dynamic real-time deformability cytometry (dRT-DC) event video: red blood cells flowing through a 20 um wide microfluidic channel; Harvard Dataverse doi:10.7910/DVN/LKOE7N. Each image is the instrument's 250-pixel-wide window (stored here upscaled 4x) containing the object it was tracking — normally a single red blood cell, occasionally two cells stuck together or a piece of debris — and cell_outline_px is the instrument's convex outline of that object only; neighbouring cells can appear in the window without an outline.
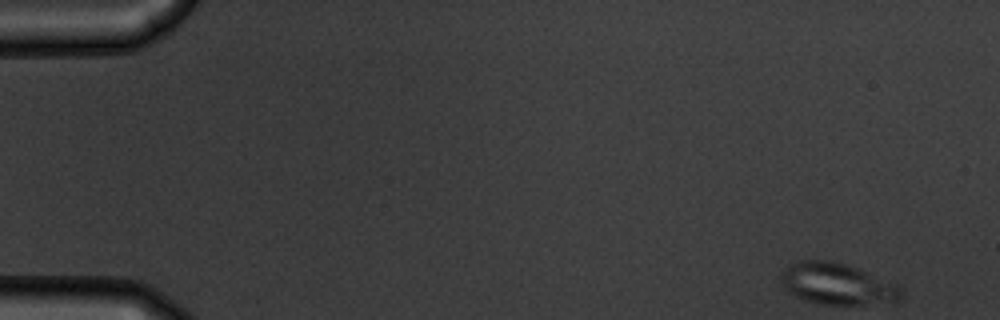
{"species": "common noctule bat (a hibernating species)", "species_latin": "Nyctalus noctula", "temperature_condition": "warm", "stored_images_in_passage": 53, "camera_frame_rate_fps": 3000, "um_per_image_px": 0.085, "animal": {"sex": "male", "body_mass_g": 19.5, "forearm_length_mm": 54.6}, "frame": {"image": 1, "passage_image": 1, "time_ms": 0.0, "image_size_px": [1000, 320], "cell_outline_px": [[904, 300], [900, 304], [816, 304], [804, 300], [788, 292], [784, 288], [780, 276], [784, 268], [800, 260], [832, 260], [860, 268], [896, 284], [900, 288], [904, 296]], "centroid_in_image_um": [71.24, 24.15], "position_along_channel_um": 13.8, "area_um2": 29.77}}
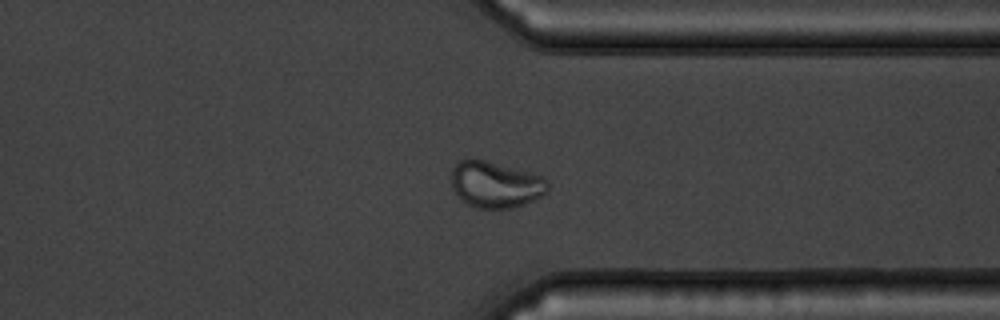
{"frame": {"image": 2, "passage_image": 41, "time_ms": 13.333, "image_size_px": [1000, 320], "cell_outline_px": [[548, 192], [524, 204], [512, 208], [476, 208], [468, 204], [456, 192], [452, 184], [452, 168], [460, 160], [468, 156], [484, 160], [544, 176], [548, 180]], "centroid_in_image_um": [42.13, 15.66], "position_along_channel_um": 369.3, "area_um2": 25.95}}
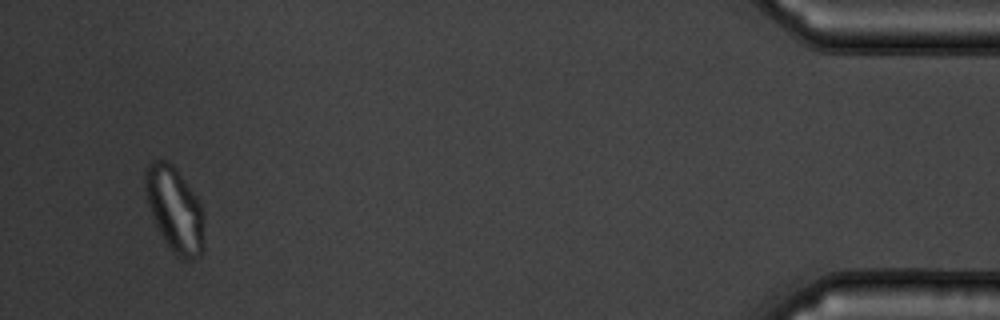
{"frame": {"image": 3, "passage_image": 51, "time_ms": 16.667, "image_size_px": [1000, 320], "cell_outline_px": [[204, 248], [200, 256], [192, 260], [188, 260], [176, 256], [172, 252], [164, 240], [152, 216], [144, 192], [144, 168], [152, 160], [168, 160], [172, 164], [200, 200]], "centroid_in_image_um": [14.82, 17.79], "position_along_channel_um": 420.4, "area_um2": 29.25}, "authors_computed_cell_mechanics": {"area_um2": 26.6458, "velocity_mm_per_s": 3.6621, "shape_relaxation_time_tau1_ms": 6.861, "shape_relaxation_time_tau2_ms": null, "deformation_change_tau1": 0.1369, "deformation_change_tau2": null}}